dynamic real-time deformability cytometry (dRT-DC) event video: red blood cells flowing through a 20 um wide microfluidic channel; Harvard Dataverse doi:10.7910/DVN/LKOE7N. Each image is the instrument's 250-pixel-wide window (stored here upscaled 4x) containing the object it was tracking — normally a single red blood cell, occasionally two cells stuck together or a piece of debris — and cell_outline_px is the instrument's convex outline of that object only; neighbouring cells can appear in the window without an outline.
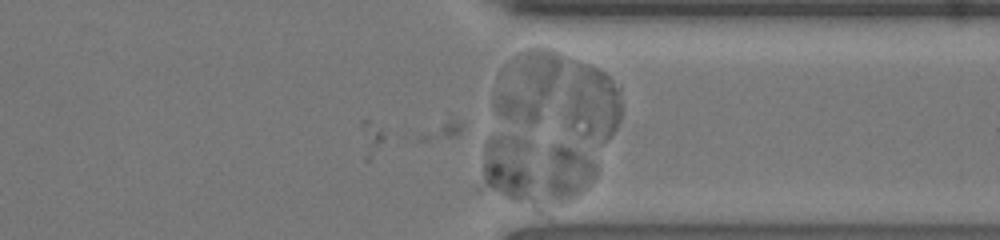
{"species": "human", "species_latin": "Homo sapiens", "temperature_condition": "room temperature", "stored_images_in_passage": 35, "camera_frame_rate_fps": 3000, "um_per_image_px": 0.085, "donor": {"sex": "female"}, "frame": {"image": 1, "passage_image": 35, "time_ms": 11.333, "image_size_px": [1000, 240], "cell_outline_px": [[596, 176], [576, 196], [568, 200], [540, 212], [476, 188], [488, 140], [504, 132], [576, 144], [596, 164]], "centroid_in_image_um": [45.43, 14.5], "position_along_channel_um": 366.0, "area_um2": 48.49}}